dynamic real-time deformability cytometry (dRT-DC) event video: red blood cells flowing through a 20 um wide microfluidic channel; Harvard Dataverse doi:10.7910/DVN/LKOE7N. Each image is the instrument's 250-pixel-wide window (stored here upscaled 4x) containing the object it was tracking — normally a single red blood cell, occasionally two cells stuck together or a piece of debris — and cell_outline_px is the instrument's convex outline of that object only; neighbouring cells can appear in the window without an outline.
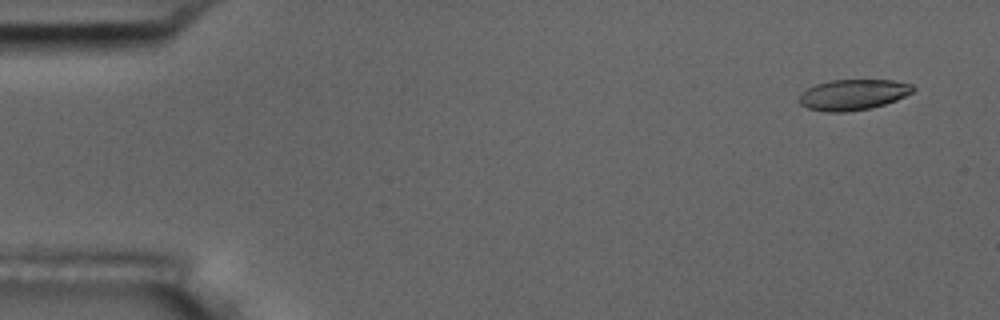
{"species": "common noctule bat (a hibernating species)", "species_latin": "Nyctalus noctula", "temperature_condition": "room temperature", "stored_images_in_passage": 3, "camera_frame_rate_fps": 3000, "um_per_image_px": 0.085, "animal": {"sex": "male", "body_mass_g": 17.5, "forearm_length_mm": 52.3}, "frame": {"image": 1, "passage_image": 1, "time_ms": 0.0, "image_size_px": [1000, 320], "cell_outline_px": [[916, 88], [912, 92], [896, 100], [872, 108], [844, 112], [828, 112], [808, 108], [800, 104], [796, 100], [808, 88], [816, 84], [832, 80], [892, 80], [912, 84]], "centroid_in_image_um": [72.51, 8.05], "position_along_channel_um": 12.5, "area_um2": 20.29}}